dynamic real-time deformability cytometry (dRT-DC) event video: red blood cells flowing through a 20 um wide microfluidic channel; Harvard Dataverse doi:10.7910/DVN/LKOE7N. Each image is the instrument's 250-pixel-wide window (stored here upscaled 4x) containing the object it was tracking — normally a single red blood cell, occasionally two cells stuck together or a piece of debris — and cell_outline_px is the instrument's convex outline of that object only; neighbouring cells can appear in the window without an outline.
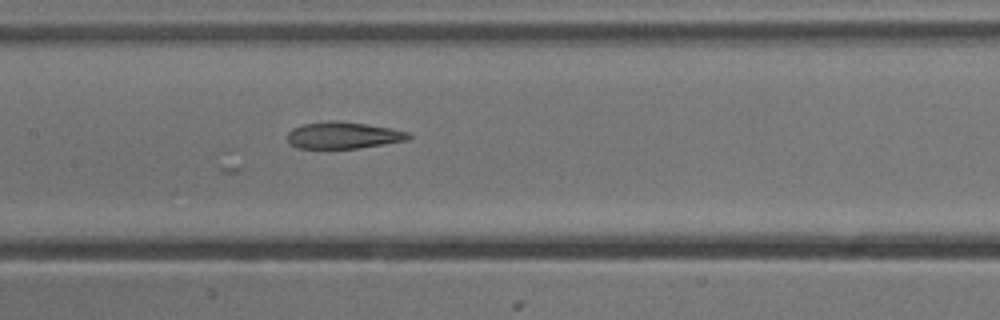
{"species": "common noctule bat (a hibernating species)", "species_latin": "Nyctalus noctula", "temperature_condition": "cold", "stored_images_in_passage": 9, "segment_of_instrument_passage": [1, 2], "camera_frame_rate_fps": 3000, "um_per_image_px": 0.085, "animal": {"sex": "male", "body_mass_g": 13.3}, "frame": {"image": 1, "passage_image": 8, "time_ms": 2.333, "image_size_px": [1000, 320], "cell_outline_px": [[412, 136], [408, 140], [356, 148], [300, 148], [292, 144], [288, 140], [288, 132], [292, 128], [304, 124], [332, 120], [336, 120], [368, 124], [392, 128], [408, 132]], "centroid_in_image_um": [29.2, 11.48], "position_along_channel_um": 178.2, "area_um2": 18.73}}